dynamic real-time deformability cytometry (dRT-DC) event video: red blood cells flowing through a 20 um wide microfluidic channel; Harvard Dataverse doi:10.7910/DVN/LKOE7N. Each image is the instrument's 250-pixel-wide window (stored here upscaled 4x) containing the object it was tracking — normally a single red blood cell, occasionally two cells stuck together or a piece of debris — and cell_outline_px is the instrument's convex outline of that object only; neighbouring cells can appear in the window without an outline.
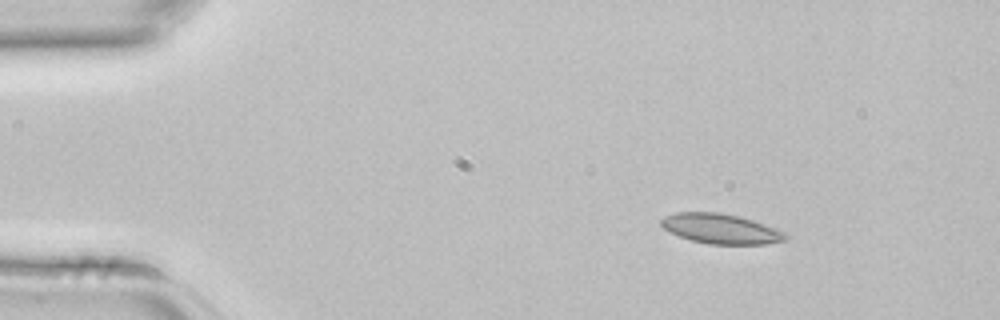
{"species": "common noctule bat (a hibernating species)", "species_latin": "Nyctalus noctula", "temperature_condition": "room temperature", "stored_images_in_passage": 3, "camera_frame_rate_fps": 3000, "um_per_image_px": 0.085, "animal": {"sex": "female", "body_mass_g": 22.7, "forearm_length_mm": 54.2}, "frame": {"image": 1, "passage_image": 1, "time_ms": 0.0, "image_size_px": [1000, 320], "cell_outline_px": [[788, 236], [784, 240], [764, 244], [708, 244], [692, 240], [680, 236], [664, 228], [660, 224], [660, 220], [664, 216], [676, 212], [720, 212], [752, 220], [776, 228], [784, 232]], "centroid_in_image_um": [61.25, 19.44], "position_along_channel_um": 23.8, "area_um2": 21.44}}
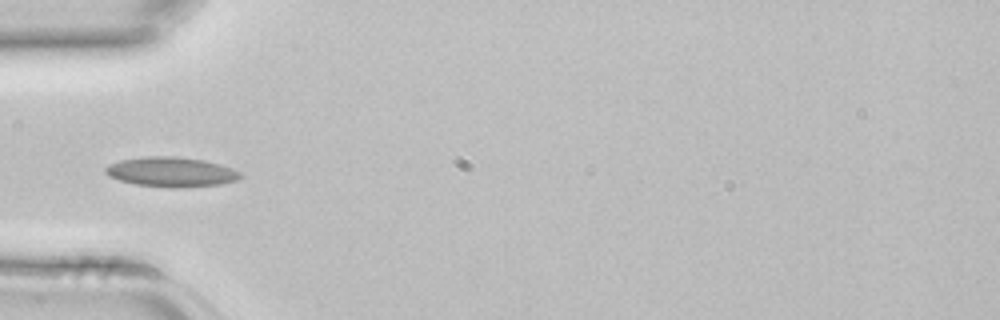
{"frame": {"image": 2, "passage_image": 3, "time_ms": 0.667, "image_size_px": [1000, 320], "cell_outline_px": [[244, 176], [240, 180], [220, 184], [180, 188], [172, 188], [136, 184], [120, 180], [108, 176], [104, 172], [104, 168], [108, 164], [120, 160], [140, 156], [176, 156], [204, 160], [220, 164], [232, 168], [240, 172]], "centroid_in_image_um": [14.56, 14.61], "position_along_channel_um": 70.4, "area_um2": 23.76}}